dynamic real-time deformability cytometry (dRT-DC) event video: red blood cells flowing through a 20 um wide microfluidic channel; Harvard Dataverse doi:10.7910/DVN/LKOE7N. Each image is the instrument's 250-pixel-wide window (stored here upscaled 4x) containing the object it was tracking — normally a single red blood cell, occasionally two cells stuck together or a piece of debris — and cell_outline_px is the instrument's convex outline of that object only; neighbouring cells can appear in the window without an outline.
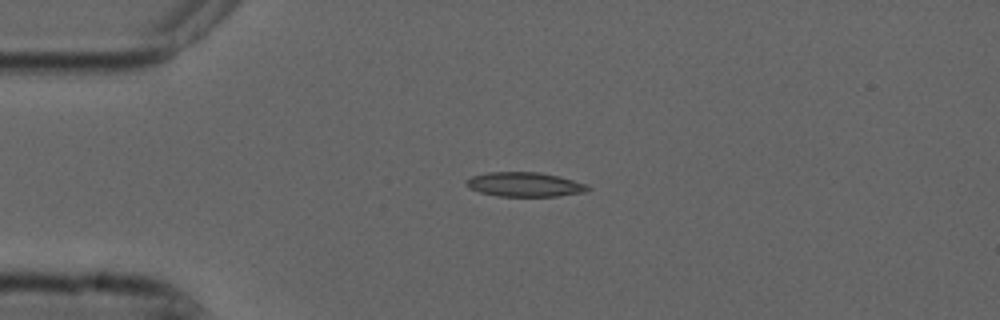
{"species": "common noctule bat (a hibernating species)", "species_latin": "Nyctalus noctula", "temperature_condition": "cold", "stored_images_in_passage": 53, "camera_frame_rate_fps": 3000, "um_per_image_px": 0.085, "animal": {"sex": "male", "forearm_length_mm": 52.5}, "frame": {"image": 1, "passage_image": 12, "time_ms": 3.667, "image_size_px": [1000, 320], "cell_outline_px": [[592, 188], [588, 192], [556, 196], [496, 196], [480, 192], [468, 188], [464, 184], [464, 180], [472, 176], [488, 172], [540, 172], [560, 176], [588, 184]], "centroid_in_image_um": [44.61, 15.68], "position_along_channel_um": 40.4, "area_um2": 17.63}}
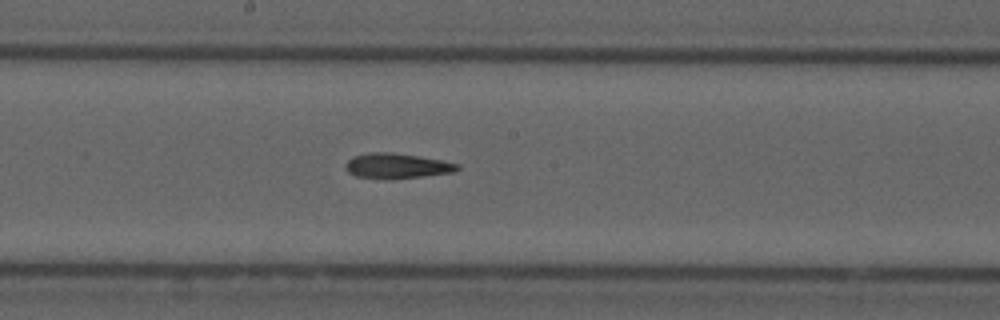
{"frame": {"image": 2, "passage_image": 28, "time_ms": 9.0, "image_size_px": [1000, 320], "cell_outline_px": [[460, 168], [456, 172], [392, 180], [388, 180], [356, 176], [348, 172], [344, 168], [344, 164], [352, 156], [372, 152], [392, 152], [440, 160], [460, 164]], "centroid_in_image_um": [33.71, 14.12], "position_along_channel_um": 214.5, "area_um2": 16.65}}
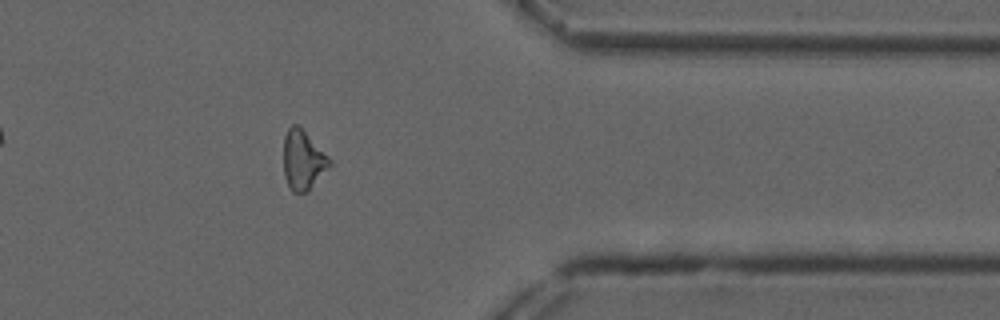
{"frame": {"image": 3, "passage_image": 43, "time_ms": 14.0, "image_size_px": [1000, 320], "cell_outline_px": [[332, 164], [308, 192], [292, 192], [284, 176], [284, 136], [288, 128], [292, 124], [296, 124], [332, 160]], "centroid_in_image_um": [25.75, 13.64], "position_along_channel_um": 385.6, "area_um2": 15.72}, "authors_computed_cell_mechanics": {"area_um2": 16.3574, "velocity_mm_per_s": 3.7477, "shape_relaxation_time_tau1_ms": null, "shape_relaxation_time_tau2_ms": 8.5388, "deformation_change_tau1": null, "deformation_change_tau2": 0.216}}